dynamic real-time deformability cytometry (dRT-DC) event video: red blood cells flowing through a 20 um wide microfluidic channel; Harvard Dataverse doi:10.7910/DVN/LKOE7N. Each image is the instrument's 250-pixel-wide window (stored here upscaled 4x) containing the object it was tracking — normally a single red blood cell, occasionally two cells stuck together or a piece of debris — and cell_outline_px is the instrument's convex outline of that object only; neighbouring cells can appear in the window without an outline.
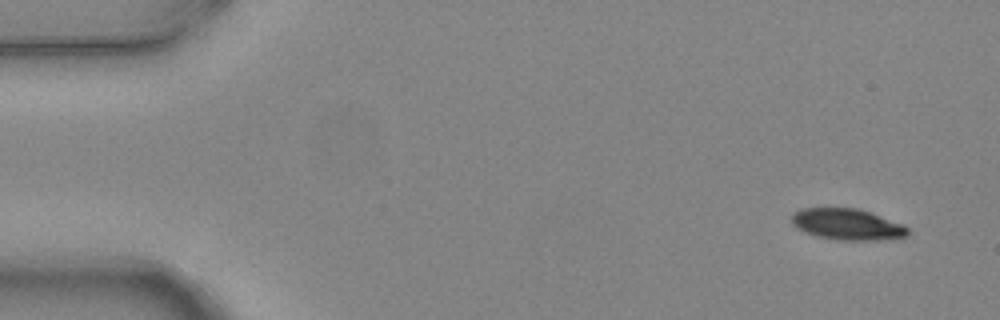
{"species": "common noctule bat (a hibernating species)", "species_latin": "Nyctalus noctula", "temperature_condition": "warm", "stored_images_in_passage": 5, "camera_frame_rate_fps": 3000, "um_per_image_px": 0.085, "animal": {"sex": "female", "body_mass_g": 24.6, "forearm_length_mm": 56.2}, "frame": {"image": 1, "passage_image": 1, "time_ms": 0.0, "image_size_px": [1000, 320], "cell_outline_px": [[908, 236], [888, 240], [840, 240], [816, 236], [804, 232], [796, 228], [792, 224], [792, 216], [800, 208], [856, 208], [904, 224], [908, 228]], "centroid_in_image_um": [72.03, 19.08], "position_along_channel_um": 13.0, "area_um2": 21.15}}
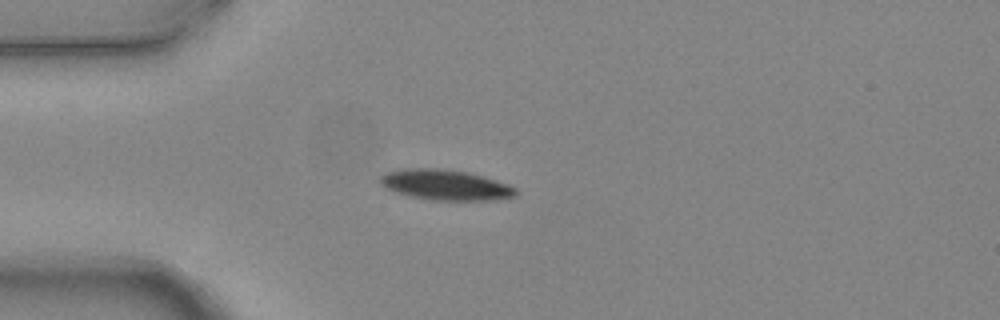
{"frame": {"image": 2, "passage_image": 4, "time_ms": 1.0, "image_size_px": [1000, 320], "cell_outline_px": [[520, 192], [516, 196], [488, 200], [432, 200], [412, 196], [396, 192], [384, 188], [380, 184], [380, 176], [384, 172], [400, 168], [444, 168], [468, 172], [508, 184], [516, 188]], "centroid_in_image_um": [37.83, 15.7], "position_along_channel_um": 47.2, "area_um2": 24.22}}